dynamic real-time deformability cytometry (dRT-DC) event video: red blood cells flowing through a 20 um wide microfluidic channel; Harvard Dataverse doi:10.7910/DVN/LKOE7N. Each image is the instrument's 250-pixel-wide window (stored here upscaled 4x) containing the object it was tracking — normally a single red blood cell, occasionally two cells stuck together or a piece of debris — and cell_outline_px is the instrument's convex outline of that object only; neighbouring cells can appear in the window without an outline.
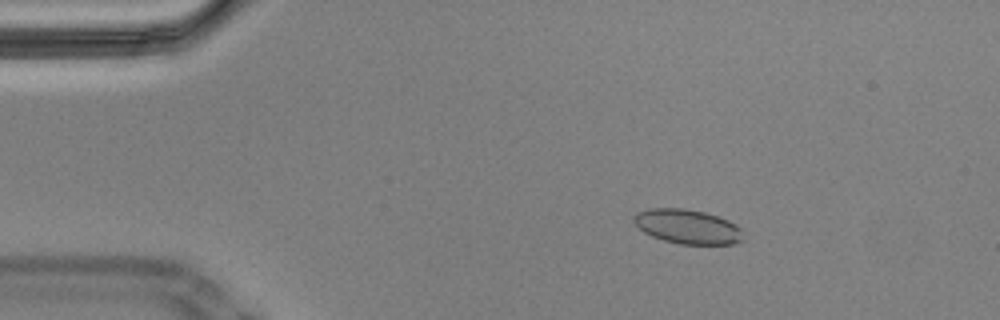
{"species": "Egyptian fruit bat (a non-hibernating species)", "species_latin": "Rousettus aegyptiacus", "temperature_condition": "cold", "stored_images_in_passage": 58, "camera_frame_rate_fps": 3000, "um_per_image_px": 0.085, "animal": {"sex": "male"}, "frame": {"image": 1, "passage_image": 9, "time_ms": 2.667, "image_size_px": [1000, 320], "cell_outline_px": [[740, 240], [732, 244], [680, 244], [664, 240], [652, 236], [644, 232], [632, 220], [632, 216], [636, 212], [648, 208], [680, 208], [704, 212], [728, 220], [736, 224], [740, 228]], "centroid_in_image_um": [58.37, 19.25], "position_along_channel_um": 26.6, "area_um2": 21.68}}
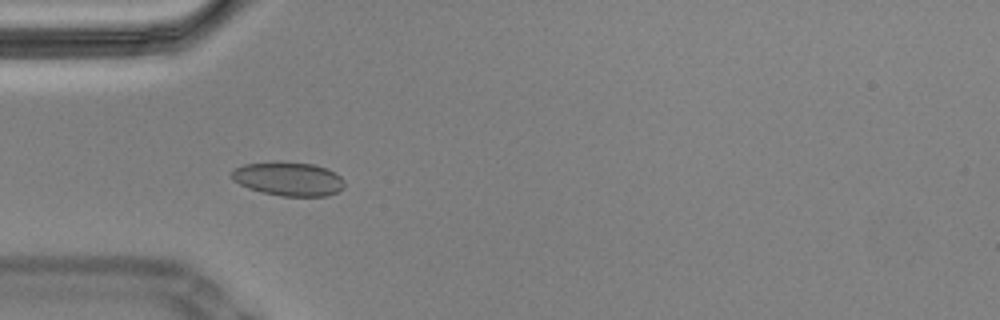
{"frame": {"image": 2, "passage_image": 17, "time_ms": 5.333, "image_size_px": [1000, 320], "cell_outline_px": [[344, 188], [328, 196], [280, 196], [260, 192], [248, 188], [232, 180], [232, 172], [236, 168], [244, 164], [276, 160], [312, 164], [324, 168], [340, 176], [344, 180]], "centroid_in_image_um": [24.49, 15.2], "position_along_channel_um": 60.5, "area_um2": 22.43}}